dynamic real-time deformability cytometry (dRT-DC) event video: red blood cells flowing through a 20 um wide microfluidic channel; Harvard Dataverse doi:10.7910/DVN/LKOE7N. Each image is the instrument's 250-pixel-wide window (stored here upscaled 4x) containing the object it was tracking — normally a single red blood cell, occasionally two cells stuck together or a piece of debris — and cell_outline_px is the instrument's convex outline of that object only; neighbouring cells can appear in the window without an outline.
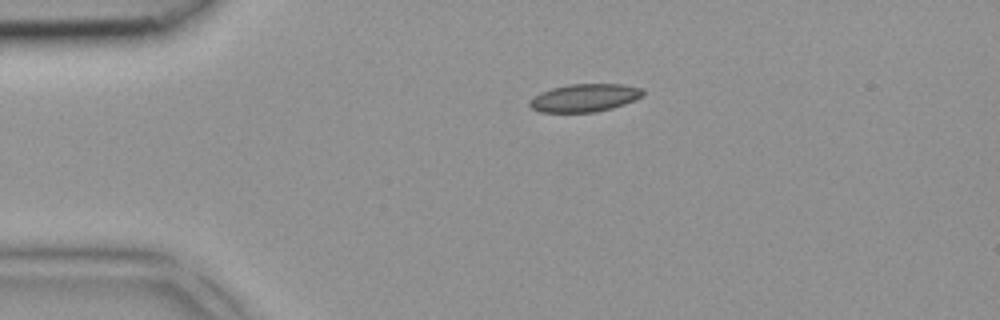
{"species": "common noctule bat (a hibernating species)", "species_latin": "Nyctalus noctula", "temperature_condition": "room temperature", "stored_images_in_passage": 2, "camera_frame_rate_fps": 3000, "um_per_image_px": 0.085, "animal": {"sex": "female", "body_mass_g": 18.4}, "frame": {"image": 1, "passage_image": 2, "time_ms": 0.333, "image_size_px": [1000, 320], "cell_outline_px": [[644, 96], [624, 104], [612, 108], [596, 112], [540, 112], [532, 108], [528, 104], [540, 92], [552, 88], [568, 84], [624, 84], [640, 88], [644, 92]], "centroid_in_image_um": [49.72, 8.31], "position_along_channel_um": 35.3, "area_um2": 18.32}}